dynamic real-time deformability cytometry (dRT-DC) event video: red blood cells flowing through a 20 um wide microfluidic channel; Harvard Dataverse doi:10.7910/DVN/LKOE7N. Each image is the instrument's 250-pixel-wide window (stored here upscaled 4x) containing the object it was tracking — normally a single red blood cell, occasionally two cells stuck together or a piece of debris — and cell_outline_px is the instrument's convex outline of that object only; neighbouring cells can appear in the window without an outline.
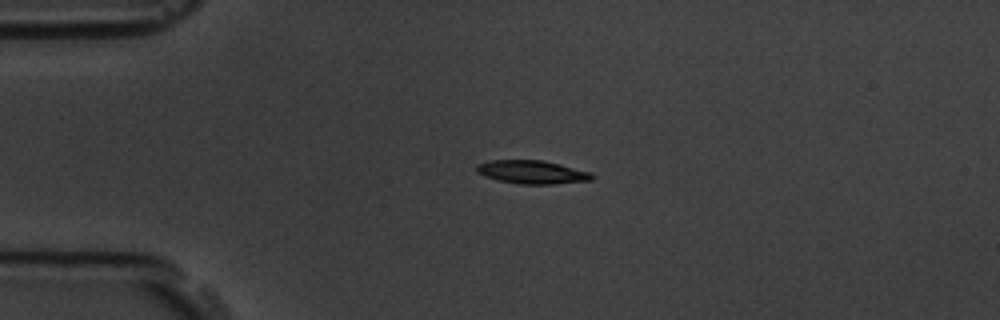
{"species": "common noctule bat (a hibernating species)", "species_latin": "Nyctalus noctula", "temperature_condition": "room temperature", "stored_images_in_passage": 4, "camera_frame_rate_fps": 3000, "um_per_image_px": 0.085, "animal": {"sex": "male", "body_mass_g": 19.5, "forearm_length_mm": 54.6}, "frame": {"image": 1, "passage_image": 2, "time_ms": 1.0, "image_size_px": [1000, 320], "cell_outline_px": [[596, 176], [592, 180], [552, 184], [520, 184], [500, 180], [484, 176], [476, 172], [476, 164], [488, 160], [544, 160], [592, 172]], "centroid_in_image_um": [45.24, 14.62], "position_along_channel_um": 39.8, "area_um2": 15.84}}
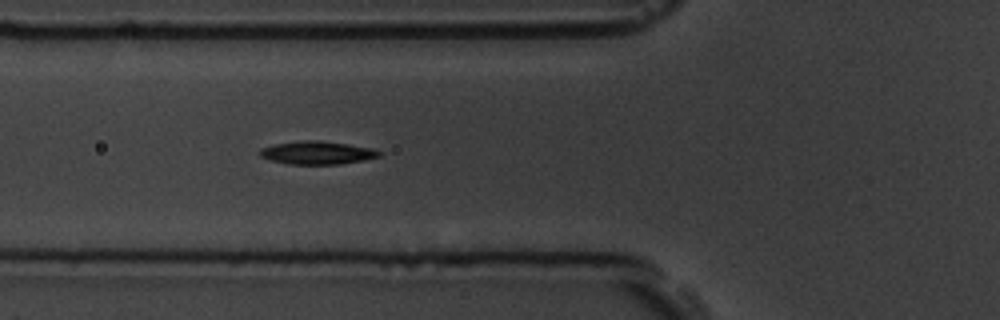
{"frame": {"image": 2, "passage_image": 4, "time_ms": 3.333, "image_size_px": [1000, 320], "cell_outline_px": [[380, 156], [364, 160], [340, 164], [288, 164], [272, 160], [260, 156], [260, 148], [272, 144], [304, 140], [320, 140], [348, 144], [372, 148], [380, 152]], "centroid_in_image_um": [26.94, 12.97], "position_along_channel_um": 98.9, "area_um2": 16.01}}